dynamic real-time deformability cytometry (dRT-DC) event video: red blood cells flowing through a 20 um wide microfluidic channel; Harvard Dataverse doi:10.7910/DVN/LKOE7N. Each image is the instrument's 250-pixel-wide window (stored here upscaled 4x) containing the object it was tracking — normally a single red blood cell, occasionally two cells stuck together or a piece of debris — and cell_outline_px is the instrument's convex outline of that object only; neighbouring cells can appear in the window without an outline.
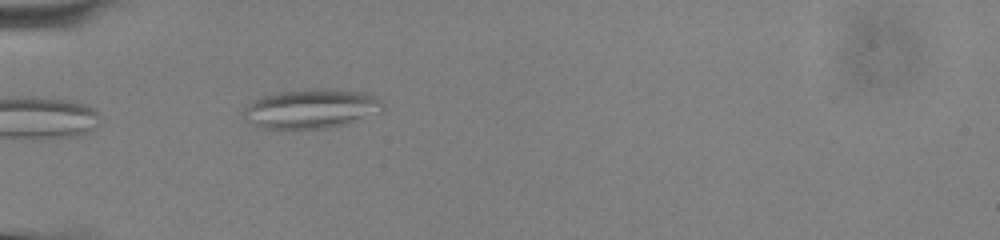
{"species": "common noctule bat (a hibernating species)", "species_latin": "Nyctalus noctula", "temperature_condition": "cold", "stored_images_in_passage": 6, "camera_frame_rate_fps": 3000, "um_per_image_px": 0.085, "animal": {"sex": "male", "body_mass_g": 13.0, "forearm_length_mm": 53.1}, "frame": {"image": 1, "passage_image": 2, "time_ms": 0.333, "image_size_px": [1000, 240], "cell_outline_px": [[384, 108], [380, 112], [348, 124], [336, 128], [292, 132], [268, 132], [252, 124], [248, 120], [244, 112], [244, 108], [252, 100], [260, 96], [272, 92], [300, 88], [340, 88], [364, 92], [376, 96], [384, 104]], "centroid_in_image_um": [26.41, 9.28], "position_along_channel_um": 58.6, "area_um2": 34.28}}